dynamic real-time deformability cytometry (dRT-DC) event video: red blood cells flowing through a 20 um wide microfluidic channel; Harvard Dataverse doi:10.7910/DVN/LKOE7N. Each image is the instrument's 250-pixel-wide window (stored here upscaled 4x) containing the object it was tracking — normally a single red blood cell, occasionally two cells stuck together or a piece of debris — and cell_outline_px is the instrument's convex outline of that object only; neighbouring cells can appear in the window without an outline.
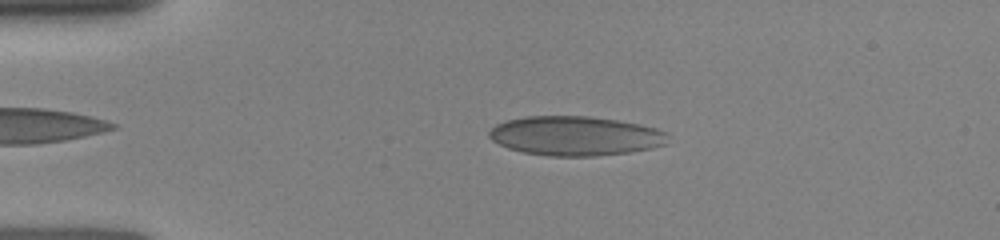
{"species": "human", "species_latin": "Homo sapiens", "temperature_condition": "room temperature", "stored_images_in_passage": 14, "camera_frame_rate_fps": 3000, "um_per_image_px": 0.085, "donor": {"sex": "female"}, "frame": {"image": 1, "passage_image": 8, "time_ms": 3.0, "image_size_px": [1000, 240], "cell_outline_px": [[668, 144], [652, 148], [628, 152], [596, 156], [548, 156], [524, 152], [508, 148], [492, 140], [488, 136], [488, 132], [496, 124], [508, 120], [524, 116], [588, 116], [616, 120], [640, 124], [656, 128], [668, 132]], "centroid_in_image_um": [48.93, 11.55], "position_along_channel_um": 36.1, "area_um2": 41.15}}
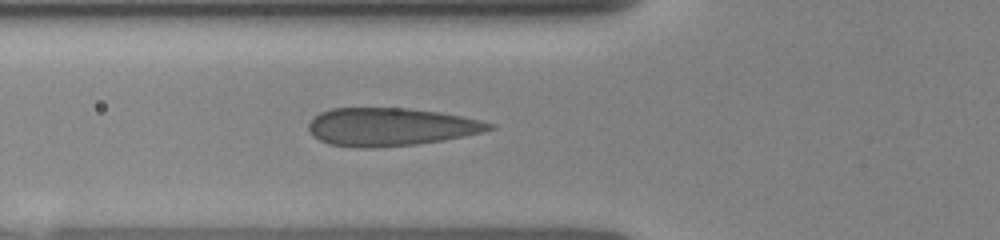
{"frame": {"image": 2, "passage_image": 14, "time_ms": 5.333, "image_size_px": [1000, 240], "cell_outline_px": [[496, 128], [484, 132], [444, 140], [416, 144], [372, 148], [360, 148], [328, 144], [312, 136], [308, 128], [308, 124], [320, 112], [332, 108], [408, 108], [436, 112], [460, 116], [480, 120], [496, 124]], "centroid_in_image_um": [33.21, 10.79], "position_along_channel_um": 92.6, "area_um2": 40.06}}